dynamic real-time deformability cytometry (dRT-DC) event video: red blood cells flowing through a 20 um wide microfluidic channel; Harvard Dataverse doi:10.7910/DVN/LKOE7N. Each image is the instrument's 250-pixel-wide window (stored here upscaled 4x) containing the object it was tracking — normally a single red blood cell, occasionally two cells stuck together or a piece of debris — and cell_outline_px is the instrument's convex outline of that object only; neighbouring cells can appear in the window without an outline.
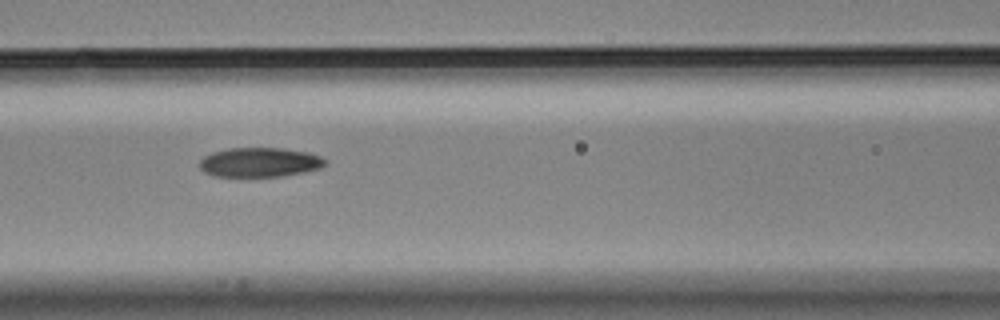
{"species": "Egyptian fruit bat (a non-hibernating species)", "species_latin": "Rousettus aegyptiacus", "temperature_condition": "cold", "stored_images_in_passage": 6, "camera_frame_rate_fps": 3000, "um_per_image_px": 0.085, "animal": {"sex": "male"}, "frame": {"image": 1, "passage_image": 4, "time_ms": 1.0, "image_size_px": [1000, 320], "cell_outline_px": [[324, 164], [320, 168], [304, 172], [284, 176], [212, 176], [204, 172], [200, 168], [200, 160], [204, 156], [212, 152], [228, 148], [284, 148], [308, 152], [320, 156], [324, 160]], "centroid_in_image_um": [22.04, 13.79], "position_along_channel_um": 144.6, "area_um2": 21.5}}
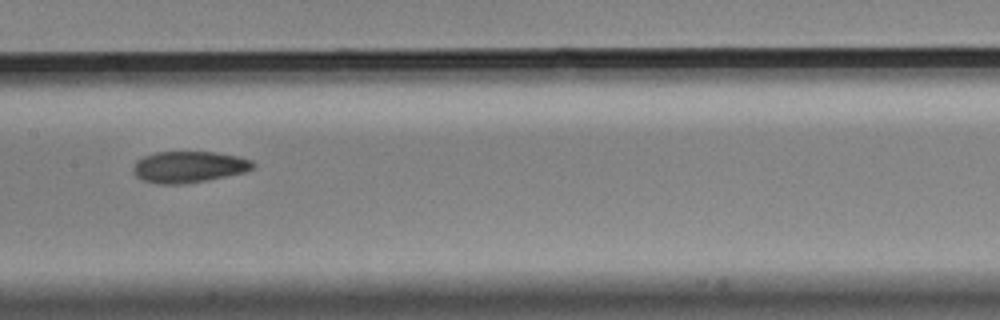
{"frame": {"image": 2, "passage_image": 5, "time_ms": 1.333, "image_size_px": [1000, 320], "cell_outline_px": [[256, 164], [252, 168], [244, 172], [208, 180], [180, 184], [160, 184], [144, 180], [136, 176], [132, 172], [132, 168], [136, 160], [144, 156], [156, 152], [212, 152], [236, 156], [252, 160]], "centroid_in_image_um": [16.02, 14.18], "position_along_channel_um": 191.4, "area_um2": 21.79}}
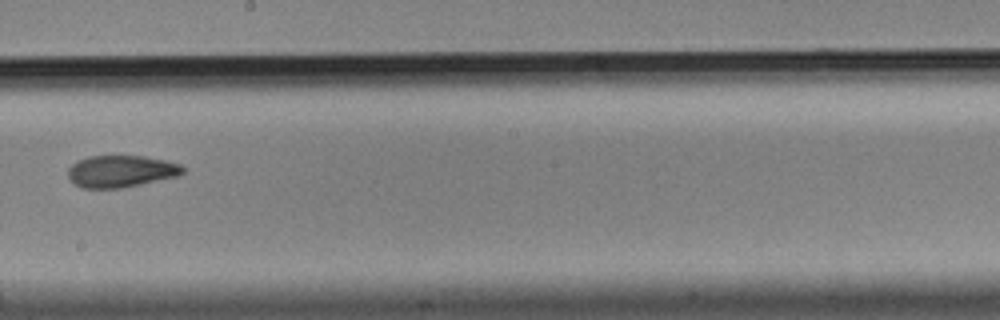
{"frame": {"image": 3, "passage_image": 6, "time_ms": 1.667, "image_size_px": [1000, 320], "cell_outline_px": [[184, 172], [180, 176], [120, 188], [84, 188], [72, 184], [68, 176], [68, 168], [76, 160], [88, 156], [144, 156], [164, 160], [180, 164], [184, 168]], "centroid_in_image_um": [10.26, 14.56], "position_along_channel_um": 237.9, "area_um2": 21.5}}